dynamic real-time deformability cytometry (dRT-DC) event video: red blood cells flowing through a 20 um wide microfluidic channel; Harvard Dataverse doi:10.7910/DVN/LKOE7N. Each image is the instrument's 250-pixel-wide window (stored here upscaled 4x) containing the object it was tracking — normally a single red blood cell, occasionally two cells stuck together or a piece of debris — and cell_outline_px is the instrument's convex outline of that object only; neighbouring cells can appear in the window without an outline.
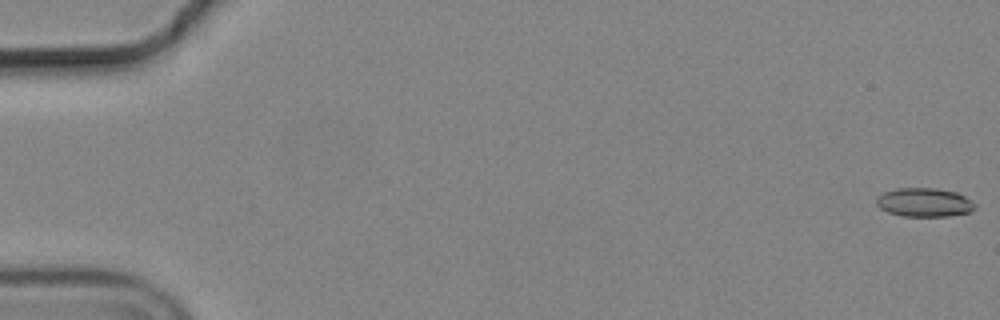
{"species": "common noctule bat (a hibernating species)", "species_latin": "Nyctalus noctula", "temperature_condition": "cold", "stored_images_in_passage": 17, "camera_frame_rate_fps": 3000, "um_per_image_px": 0.085, "animal": {"sex": "male", "body_mass_g": 19.2, "forearm_length_mm": 51.8}, "frame": {"image": 1, "passage_image": 1, "time_ms": 0.0, "image_size_px": [1000, 320], "cell_outline_px": [[976, 208], [968, 212], [948, 216], [904, 216], [888, 212], [880, 208], [876, 204], [876, 196], [884, 192], [896, 188], [936, 188], [956, 192], [972, 200], [976, 204]], "centroid_in_image_um": [78.56, 17.19], "position_along_channel_um": 6.4, "area_um2": 16.59}}
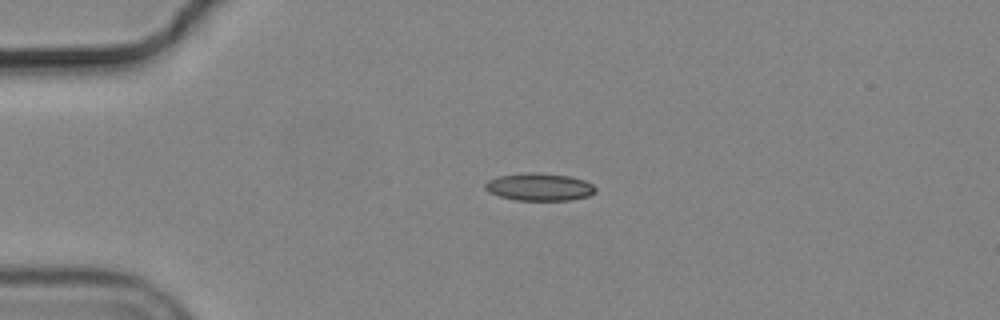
{"frame": {"image": 2, "passage_image": 14, "time_ms": 4.333, "image_size_px": [1000, 320], "cell_outline_px": [[596, 192], [588, 196], [572, 200], [516, 200], [500, 196], [488, 192], [484, 188], [484, 184], [488, 180], [496, 176], [524, 172], [540, 172], [568, 176], [584, 180], [592, 184], [596, 188]], "centroid_in_image_um": [45.82, 15.88], "position_along_channel_um": 39.2, "area_um2": 17.92}}